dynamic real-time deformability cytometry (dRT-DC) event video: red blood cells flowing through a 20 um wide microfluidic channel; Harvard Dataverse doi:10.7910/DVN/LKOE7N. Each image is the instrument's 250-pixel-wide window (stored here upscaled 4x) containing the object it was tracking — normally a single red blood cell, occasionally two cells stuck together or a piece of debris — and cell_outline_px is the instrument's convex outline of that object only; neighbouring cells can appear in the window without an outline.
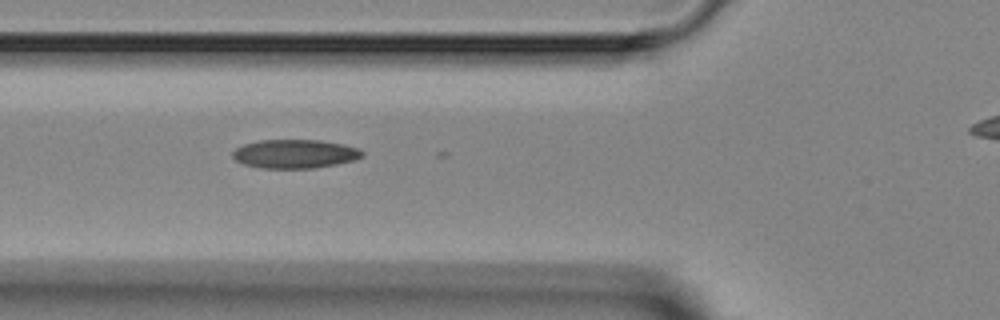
{"species": "Egyptian fruit bat (a non-hibernating species)", "species_latin": "Rousettus aegyptiacus", "temperature_condition": "room temperature", "stored_images_in_passage": 7, "camera_frame_rate_fps": 3000, "um_per_image_px": 0.085, "animal": {"sex": "female"}, "frame": {"image": 1, "passage_image": 5, "time_ms": 4.333, "image_size_px": [1000, 320], "cell_outline_px": [[364, 156], [352, 160], [336, 164], [312, 168], [260, 168], [244, 164], [236, 160], [232, 156], [232, 152], [236, 148], [244, 144], [260, 140], [320, 140], [344, 144], [360, 148], [364, 152]], "centroid_in_image_um": [25.08, 13.07], "position_along_channel_um": 100.7, "area_um2": 21.73}}